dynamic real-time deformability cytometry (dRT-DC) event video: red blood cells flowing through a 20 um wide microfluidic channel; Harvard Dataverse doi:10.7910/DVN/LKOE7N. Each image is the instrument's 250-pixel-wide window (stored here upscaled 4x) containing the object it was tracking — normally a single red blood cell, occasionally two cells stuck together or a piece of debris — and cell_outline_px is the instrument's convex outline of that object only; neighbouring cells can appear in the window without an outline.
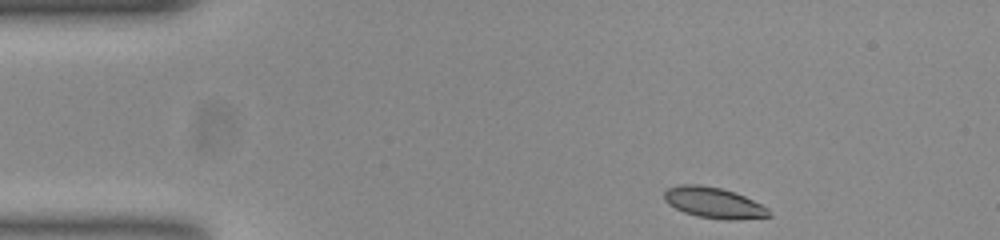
{"species": "common noctule bat (a hibernating species)", "species_latin": "Nyctalus noctula", "temperature_condition": "room temperature", "stored_images_in_passage": 47, "camera_frame_rate_fps": 3000, "um_per_image_px": 0.085, "animal": {"sex": "female", "body_mass_g": 23.0, "forearm_length_mm": 53.4}, "frame": {"image": 1, "passage_image": 1, "time_ms": 0.0, "image_size_px": [1000, 240], "cell_outline_px": [[772, 216], [732, 220], [724, 220], [696, 216], [684, 212], [668, 204], [664, 200], [664, 192], [668, 188], [680, 184], [700, 184], [720, 188], [736, 192], [768, 208]], "centroid_in_image_um": [60.65, 17.23], "position_along_channel_um": 24.3, "area_um2": 18.84}}
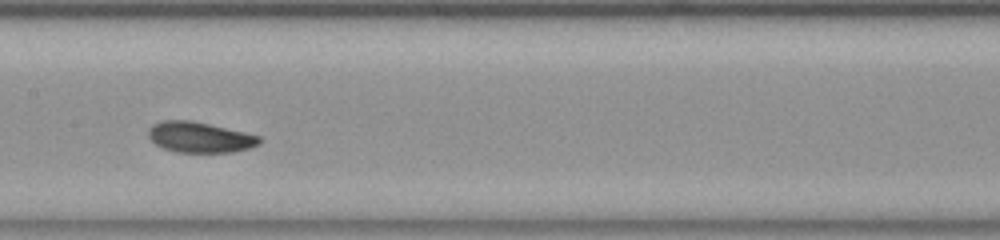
{"frame": {"image": 2, "passage_image": 20, "time_ms": 6.333, "image_size_px": [1000, 240], "cell_outline_px": [[260, 144], [248, 148], [232, 152], [176, 152], [164, 148], [156, 144], [148, 136], [148, 128], [152, 124], [160, 120], [192, 120], [244, 132], [260, 136]], "centroid_in_image_um": [16.95, 11.65], "position_along_channel_um": 190.5, "area_um2": 19.77}}
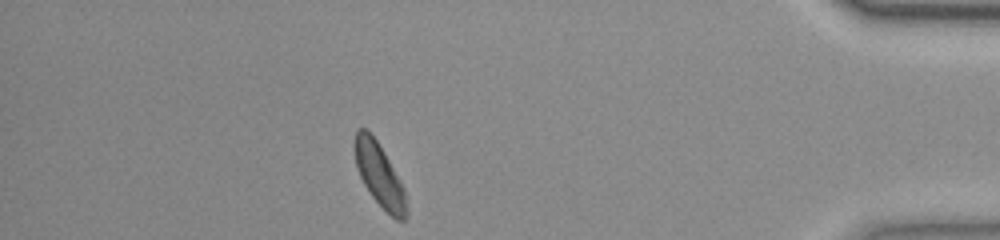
{"frame": {"image": 3, "passage_image": 41, "time_ms": 13.333, "image_size_px": [1000, 240], "cell_outline_px": [[408, 216], [404, 220], [396, 220], [372, 196], [364, 184], [356, 168], [352, 144], [356, 128], [368, 128], [384, 152], [400, 180], [404, 192], [408, 212]], "centroid_in_image_um": [32.2, 14.8], "position_along_channel_um": 403.0, "area_um2": 19.13}, "authors_computed_cell_mechanics": {"area_um2": 19.5364, "velocity_mm_per_s": 3.7306, "shape_relaxation_time_tau1_ms": 2.5779, "shape_relaxation_time_tau2_ms": 4.2545, "deformation_change_tau1": 0.1184, "deformation_change_tau2": 0.0942}}